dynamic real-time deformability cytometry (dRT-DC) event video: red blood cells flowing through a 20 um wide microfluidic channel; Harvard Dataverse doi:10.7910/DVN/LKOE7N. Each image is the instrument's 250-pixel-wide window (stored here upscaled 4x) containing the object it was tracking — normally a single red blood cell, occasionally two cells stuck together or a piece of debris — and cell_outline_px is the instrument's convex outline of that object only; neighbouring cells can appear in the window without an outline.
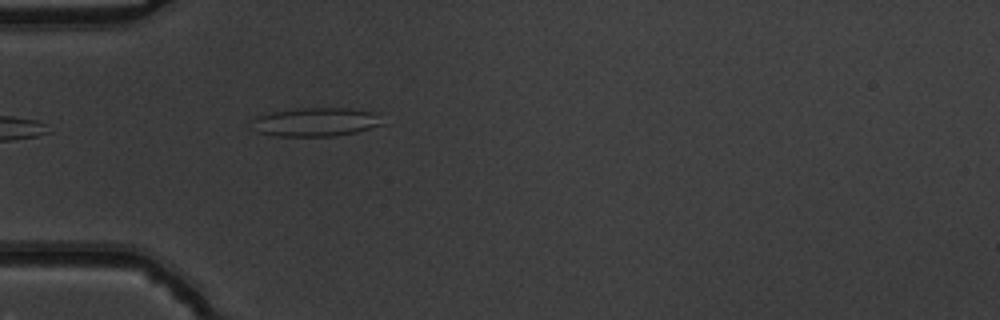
{"species": "common noctule bat (a hibernating species)", "species_latin": "Nyctalus noctula", "temperature_condition": "warm", "stored_images_in_passage": 35, "camera_frame_rate_fps": 3000, "um_per_image_px": 0.085, "animal": {"sex": "male", "body_mass_g": 19.5, "forearm_length_mm": 54.6}, "frame": {"image": 1, "passage_image": 1, "time_ms": 0.0, "image_size_px": [1000, 320], "cell_outline_px": [[364, 128], [348, 132], [320, 136], [296, 136], [272, 132], [268, 116], [284, 112], [364, 112]], "centroid_in_image_um": [26.87, 10.46], "position_along_channel_um": 58.1, "area_um2": 14.62}}
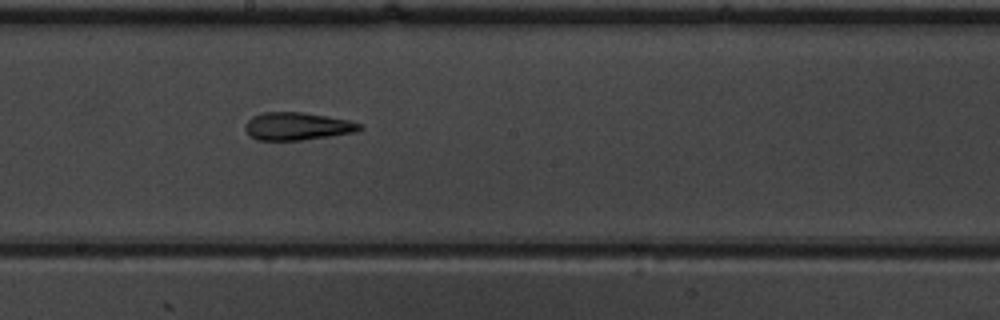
{"frame": {"image": 2, "passage_image": 14, "time_ms": 4.333, "image_size_px": [1000, 320], "cell_outline_px": [[360, 128], [348, 132], [324, 136], [296, 140], [260, 140], [252, 136], [248, 132], [248, 124], [256, 116], [268, 112], [292, 112], [320, 116], [344, 120], [360, 124]], "centroid_in_image_um": [25.21, 10.74], "position_along_channel_um": 223.0, "area_um2": 16.82}}
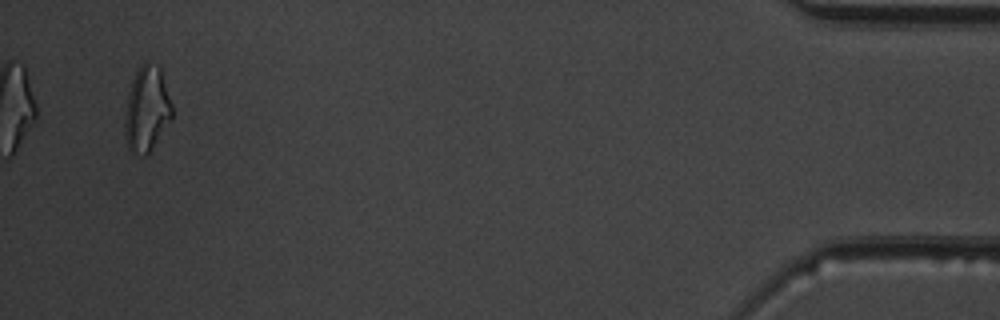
{"frame": {"image": 3, "passage_image": 35, "time_ms": 11.333, "image_size_px": [1000, 320], "cell_outline_px": [[172, 116], [148, 148], [132, 140], [132, 100], [136, 80], [144, 72], [160, 72], [172, 108]], "centroid_in_image_um": [12.72, 9.2], "position_along_channel_um": 422.5, "area_um2": 16.42}}